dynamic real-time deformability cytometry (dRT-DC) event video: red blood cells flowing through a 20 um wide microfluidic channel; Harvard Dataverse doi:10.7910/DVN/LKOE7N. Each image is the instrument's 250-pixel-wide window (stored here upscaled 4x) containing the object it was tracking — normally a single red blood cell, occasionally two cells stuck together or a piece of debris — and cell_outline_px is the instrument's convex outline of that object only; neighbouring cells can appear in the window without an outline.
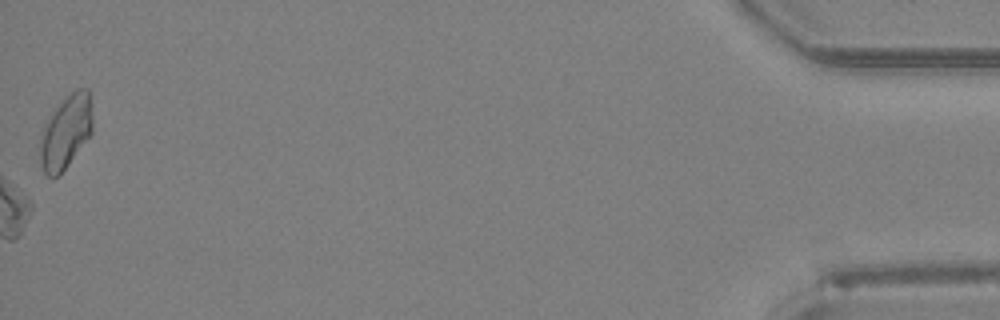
{"species": "Egyptian fruit bat (a non-hibernating species)", "species_latin": "Rousettus aegyptiacus", "temperature_condition": "room temperature", "stored_images_in_passage": 48, "camera_frame_rate_fps": 3000, "um_per_image_px": 0.085, "animal": {"sex": "female"}, "frame": {"image": 1, "passage_image": 48, "time_ms": 15.667, "image_size_px": [1000, 320], "cell_outline_px": [[92, 132], [64, 168], [56, 176], [48, 176], [44, 172], [40, 164], [40, 132], [44, 124], [56, 108], [76, 88], [88, 88], [92, 116]], "centroid_in_image_um": [5.57, 11.2], "position_along_channel_um": 429.6, "area_um2": 21.85}}